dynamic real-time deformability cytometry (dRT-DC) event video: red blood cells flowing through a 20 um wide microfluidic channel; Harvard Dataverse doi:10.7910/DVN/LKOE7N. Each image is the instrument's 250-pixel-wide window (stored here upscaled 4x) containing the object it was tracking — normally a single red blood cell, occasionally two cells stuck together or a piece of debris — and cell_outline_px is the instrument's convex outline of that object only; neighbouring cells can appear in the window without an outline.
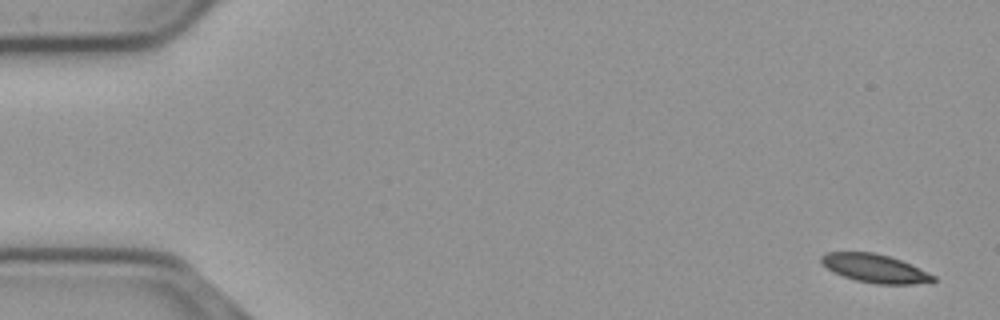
{"species": "common noctule bat (a hibernating species)", "species_latin": "Nyctalus noctula", "temperature_condition": "cold", "stored_images_in_passage": 55, "camera_frame_rate_fps": 3000, "um_per_image_px": 0.085, "animal": {"sex": "male", "body_mass_g": 23.1, "forearm_length_mm": 52.7}, "frame": {"image": 1, "passage_image": 1, "time_ms": 0.0, "image_size_px": [1000, 320], "cell_outline_px": [[936, 280], [932, 284], [876, 284], [856, 280], [832, 272], [820, 264], [820, 256], [828, 252], [872, 252], [888, 256], [900, 260], [936, 276]], "centroid_in_image_um": [74.36, 22.83], "position_along_channel_um": 10.6, "area_um2": 18.67}}
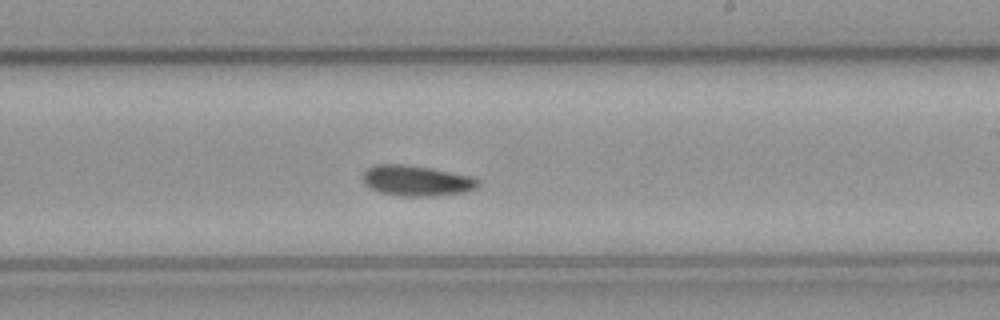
{"frame": {"image": 2, "passage_image": 32, "time_ms": 10.333, "image_size_px": [1000, 320], "cell_outline_px": [[480, 184], [476, 188], [464, 192], [432, 196], [404, 196], [380, 192], [364, 184], [364, 172], [368, 168], [376, 164], [404, 164], [428, 168], [472, 176], [480, 180]], "centroid_in_image_um": [35.43, 15.36], "position_along_channel_um": 253.6, "area_um2": 20.29}}
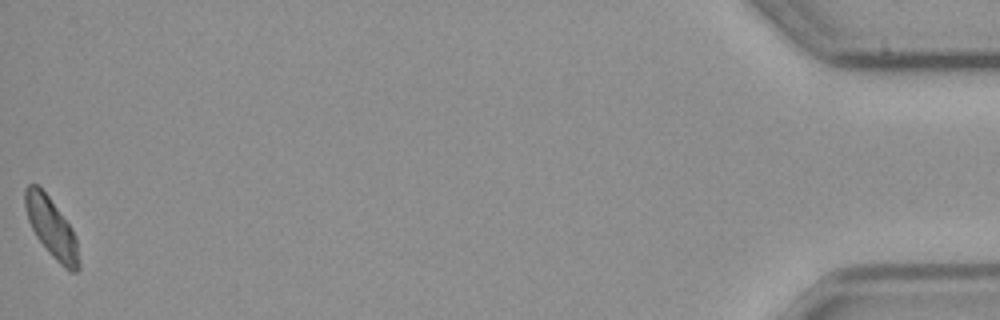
{"frame": {"image": 3, "passage_image": 55, "time_ms": 18.0, "image_size_px": [1000, 320], "cell_outline_px": [[80, 268], [76, 272], [68, 272], [48, 252], [36, 236], [28, 220], [24, 204], [24, 188], [28, 184], [36, 184], [48, 196], [72, 228], [76, 240], [80, 264]], "centroid_in_image_um": [4.37, 19.38], "position_along_channel_um": 430.8, "area_um2": 18.55}, "authors_computed_cell_mechanics": {"area_um2": 19.4786, "velocity_mm_per_s": 3.6706, "shape_relaxation_time_tau1_ms": 6.028, "shape_relaxation_time_tau2_ms": null, "deformation_change_tau1": 0.1089, "deformation_change_tau2": null}}